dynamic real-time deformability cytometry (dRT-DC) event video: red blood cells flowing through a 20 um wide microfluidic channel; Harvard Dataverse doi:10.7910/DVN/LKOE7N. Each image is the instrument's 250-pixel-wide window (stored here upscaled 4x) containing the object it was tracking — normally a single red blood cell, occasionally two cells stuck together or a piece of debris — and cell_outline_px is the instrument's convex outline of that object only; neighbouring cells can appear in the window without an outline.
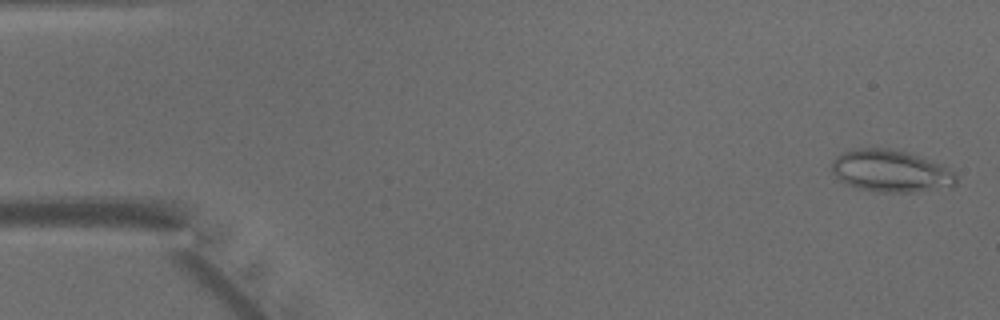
{"species": "common noctule bat (a hibernating species)", "species_latin": "Nyctalus noctula", "temperature_condition": "warm", "stored_images_in_passage": 48, "camera_frame_rate_fps": 3000, "um_per_image_px": 0.085, "animal": {"sex": "male", "body_mass_g": 15.6}, "frame": {"image": 1, "passage_image": 2, "time_ms": 0.333, "image_size_px": [1000, 320], "cell_outline_px": [[956, 184], [952, 188], [912, 192], [876, 192], [856, 188], [844, 184], [832, 172], [832, 160], [836, 156], [844, 152], [856, 148], [888, 148], [904, 152], [944, 164], [956, 176]], "centroid_in_image_um": [75.72, 14.56], "position_along_channel_um": 9.3, "area_um2": 30.81}}
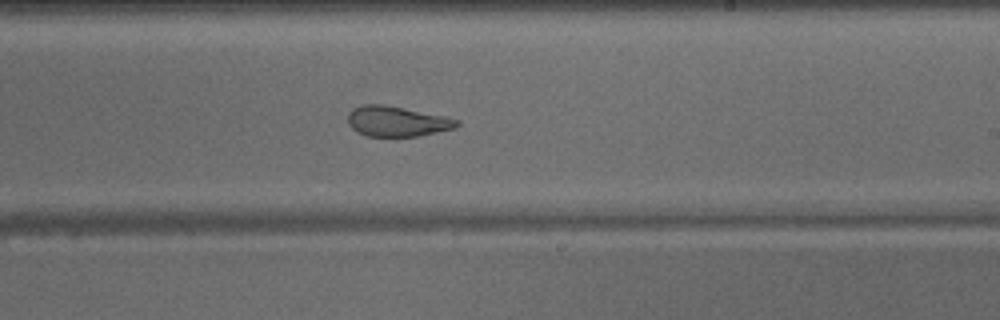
{"frame": {"image": 2, "passage_image": 29, "time_ms": 9.333, "image_size_px": [1000, 320], "cell_outline_px": [[460, 124], [456, 128], [420, 136], [368, 136], [356, 132], [348, 124], [348, 112], [352, 108], [360, 104], [384, 104], [444, 116], [460, 120]], "centroid_in_image_um": [33.73, 10.31], "position_along_channel_um": 255.3, "area_um2": 19.42}}
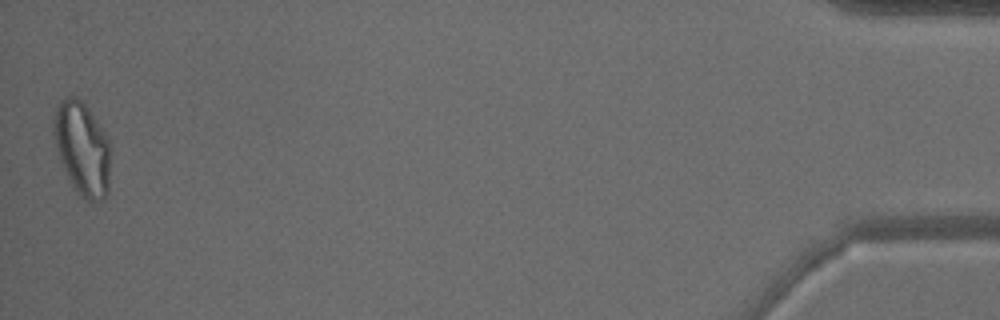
{"frame": {"image": 3, "passage_image": 48, "time_ms": 15.667, "image_size_px": [1000, 320], "cell_outline_px": [[112, 152], [108, 192], [104, 200], [92, 204], [88, 204], [80, 196], [72, 184], [60, 160], [52, 132], [52, 120], [56, 104], [60, 100], [68, 96], [76, 96], [88, 108], [108, 140]], "centroid_in_image_um": [7.0, 12.67], "position_along_channel_um": 428.2, "area_um2": 31.56}}